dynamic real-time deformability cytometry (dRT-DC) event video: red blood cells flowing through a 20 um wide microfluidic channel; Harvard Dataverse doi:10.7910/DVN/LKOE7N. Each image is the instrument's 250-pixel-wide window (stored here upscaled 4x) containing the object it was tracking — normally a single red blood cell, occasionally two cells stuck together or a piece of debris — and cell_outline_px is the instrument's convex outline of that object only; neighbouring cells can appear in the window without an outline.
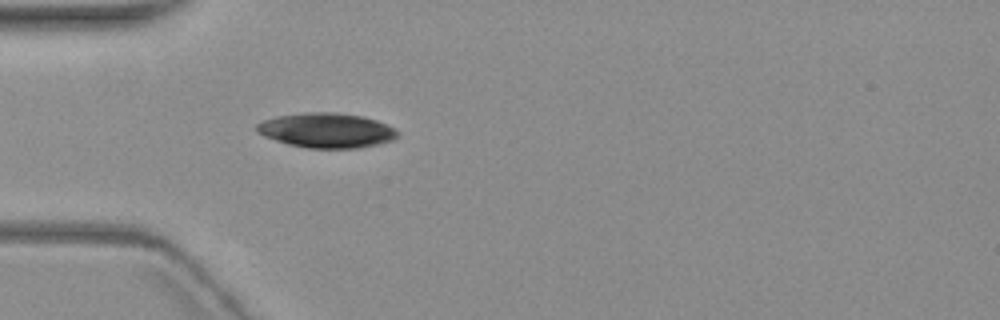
{"species": "common noctule bat (a hibernating species)", "species_latin": "Nyctalus noctula", "temperature_condition": "warm", "stored_images_in_passage": 1, "camera_frame_rate_fps": 3000, "um_per_image_px": 0.085, "animal": {"sex": "female", "body_mass_g": 19.3, "forearm_length_mm": 54.1}, "frame": {"image": 1, "passage_image": 1, "time_ms": 0.0, "image_size_px": [1000, 320], "cell_outline_px": [[400, 132], [392, 140], [360, 148], [308, 148], [288, 144], [264, 136], [256, 132], [256, 124], [264, 120], [276, 116], [304, 112], [332, 112], [360, 116], [376, 120], [396, 128]], "centroid_in_image_um": [27.74, 11.08], "position_along_channel_um": 57.3, "area_um2": 28.5}}